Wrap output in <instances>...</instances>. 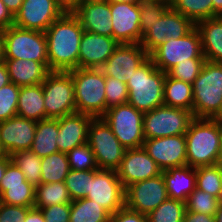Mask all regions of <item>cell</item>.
<instances>
[{
	"label": "cell",
	"instance_id": "obj_30",
	"mask_svg": "<svg viewBox=\"0 0 222 222\" xmlns=\"http://www.w3.org/2000/svg\"><path fill=\"white\" fill-rule=\"evenodd\" d=\"M69 222H110V214L88 198L71 202Z\"/></svg>",
	"mask_w": 222,
	"mask_h": 222
},
{
	"label": "cell",
	"instance_id": "obj_40",
	"mask_svg": "<svg viewBox=\"0 0 222 222\" xmlns=\"http://www.w3.org/2000/svg\"><path fill=\"white\" fill-rule=\"evenodd\" d=\"M71 200L86 198L90 186V170L76 171L70 169L65 179Z\"/></svg>",
	"mask_w": 222,
	"mask_h": 222
},
{
	"label": "cell",
	"instance_id": "obj_47",
	"mask_svg": "<svg viewBox=\"0 0 222 222\" xmlns=\"http://www.w3.org/2000/svg\"><path fill=\"white\" fill-rule=\"evenodd\" d=\"M22 171L11 161L5 170L0 186L23 185L25 181Z\"/></svg>",
	"mask_w": 222,
	"mask_h": 222
},
{
	"label": "cell",
	"instance_id": "obj_7",
	"mask_svg": "<svg viewBox=\"0 0 222 222\" xmlns=\"http://www.w3.org/2000/svg\"><path fill=\"white\" fill-rule=\"evenodd\" d=\"M45 119H58L76 113L75 92L69 72L50 71L42 83Z\"/></svg>",
	"mask_w": 222,
	"mask_h": 222
},
{
	"label": "cell",
	"instance_id": "obj_32",
	"mask_svg": "<svg viewBox=\"0 0 222 222\" xmlns=\"http://www.w3.org/2000/svg\"><path fill=\"white\" fill-rule=\"evenodd\" d=\"M69 171L67 154L52 153L42 158L41 183L65 182Z\"/></svg>",
	"mask_w": 222,
	"mask_h": 222
},
{
	"label": "cell",
	"instance_id": "obj_4",
	"mask_svg": "<svg viewBox=\"0 0 222 222\" xmlns=\"http://www.w3.org/2000/svg\"><path fill=\"white\" fill-rule=\"evenodd\" d=\"M68 72L74 83L76 112L102 118L106 113V77L102 71L77 68Z\"/></svg>",
	"mask_w": 222,
	"mask_h": 222
},
{
	"label": "cell",
	"instance_id": "obj_33",
	"mask_svg": "<svg viewBox=\"0 0 222 222\" xmlns=\"http://www.w3.org/2000/svg\"><path fill=\"white\" fill-rule=\"evenodd\" d=\"M10 159L22 171L26 181L34 187L41 184L42 158L27 149L12 153Z\"/></svg>",
	"mask_w": 222,
	"mask_h": 222
},
{
	"label": "cell",
	"instance_id": "obj_19",
	"mask_svg": "<svg viewBox=\"0 0 222 222\" xmlns=\"http://www.w3.org/2000/svg\"><path fill=\"white\" fill-rule=\"evenodd\" d=\"M116 173L124 188H126L135 182L162 174V169L143 147H139L126 149Z\"/></svg>",
	"mask_w": 222,
	"mask_h": 222
},
{
	"label": "cell",
	"instance_id": "obj_38",
	"mask_svg": "<svg viewBox=\"0 0 222 222\" xmlns=\"http://www.w3.org/2000/svg\"><path fill=\"white\" fill-rule=\"evenodd\" d=\"M220 200L213 195L195 188L185 201L186 211L215 215Z\"/></svg>",
	"mask_w": 222,
	"mask_h": 222
},
{
	"label": "cell",
	"instance_id": "obj_53",
	"mask_svg": "<svg viewBox=\"0 0 222 222\" xmlns=\"http://www.w3.org/2000/svg\"><path fill=\"white\" fill-rule=\"evenodd\" d=\"M9 83H11V81L8 73V68L3 61L0 63V88L8 85Z\"/></svg>",
	"mask_w": 222,
	"mask_h": 222
},
{
	"label": "cell",
	"instance_id": "obj_16",
	"mask_svg": "<svg viewBox=\"0 0 222 222\" xmlns=\"http://www.w3.org/2000/svg\"><path fill=\"white\" fill-rule=\"evenodd\" d=\"M63 13L56 0H24L14 16V25L45 32Z\"/></svg>",
	"mask_w": 222,
	"mask_h": 222
},
{
	"label": "cell",
	"instance_id": "obj_34",
	"mask_svg": "<svg viewBox=\"0 0 222 222\" xmlns=\"http://www.w3.org/2000/svg\"><path fill=\"white\" fill-rule=\"evenodd\" d=\"M0 202L33 208L35 206V187L26 180L23 185L0 186Z\"/></svg>",
	"mask_w": 222,
	"mask_h": 222
},
{
	"label": "cell",
	"instance_id": "obj_3",
	"mask_svg": "<svg viewBox=\"0 0 222 222\" xmlns=\"http://www.w3.org/2000/svg\"><path fill=\"white\" fill-rule=\"evenodd\" d=\"M166 74L148 58L126 83L128 89L127 103L142 113L163 106Z\"/></svg>",
	"mask_w": 222,
	"mask_h": 222
},
{
	"label": "cell",
	"instance_id": "obj_15",
	"mask_svg": "<svg viewBox=\"0 0 222 222\" xmlns=\"http://www.w3.org/2000/svg\"><path fill=\"white\" fill-rule=\"evenodd\" d=\"M149 58L140 43L119 44L108 60L100 67L105 77L127 83L130 76Z\"/></svg>",
	"mask_w": 222,
	"mask_h": 222
},
{
	"label": "cell",
	"instance_id": "obj_24",
	"mask_svg": "<svg viewBox=\"0 0 222 222\" xmlns=\"http://www.w3.org/2000/svg\"><path fill=\"white\" fill-rule=\"evenodd\" d=\"M168 198L185 202L196 188V168L182 166L162 171Z\"/></svg>",
	"mask_w": 222,
	"mask_h": 222
},
{
	"label": "cell",
	"instance_id": "obj_56",
	"mask_svg": "<svg viewBox=\"0 0 222 222\" xmlns=\"http://www.w3.org/2000/svg\"><path fill=\"white\" fill-rule=\"evenodd\" d=\"M213 1V17L222 15V0Z\"/></svg>",
	"mask_w": 222,
	"mask_h": 222
},
{
	"label": "cell",
	"instance_id": "obj_58",
	"mask_svg": "<svg viewBox=\"0 0 222 222\" xmlns=\"http://www.w3.org/2000/svg\"><path fill=\"white\" fill-rule=\"evenodd\" d=\"M220 126H222V103L218 112L212 117Z\"/></svg>",
	"mask_w": 222,
	"mask_h": 222
},
{
	"label": "cell",
	"instance_id": "obj_5",
	"mask_svg": "<svg viewBox=\"0 0 222 222\" xmlns=\"http://www.w3.org/2000/svg\"><path fill=\"white\" fill-rule=\"evenodd\" d=\"M192 89L194 117L212 118L222 103V63L206 60Z\"/></svg>",
	"mask_w": 222,
	"mask_h": 222
},
{
	"label": "cell",
	"instance_id": "obj_17",
	"mask_svg": "<svg viewBox=\"0 0 222 222\" xmlns=\"http://www.w3.org/2000/svg\"><path fill=\"white\" fill-rule=\"evenodd\" d=\"M143 148L162 171L187 165L185 134L145 139Z\"/></svg>",
	"mask_w": 222,
	"mask_h": 222
},
{
	"label": "cell",
	"instance_id": "obj_10",
	"mask_svg": "<svg viewBox=\"0 0 222 222\" xmlns=\"http://www.w3.org/2000/svg\"><path fill=\"white\" fill-rule=\"evenodd\" d=\"M143 117L144 113L126 103L108 108L102 119L125 149H133L143 147L145 141Z\"/></svg>",
	"mask_w": 222,
	"mask_h": 222
},
{
	"label": "cell",
	"instance_id": "obj_49",
	"mask_svg": "<svg viewBox=\"0 0 222 222\" xmlns=\"http://www.w3.org/2000/svg\"><path fill=\"white\" fill-rule=\"evenodd\" d=\"M12 25H14V16L0 0V30H5Z\"/></svg>",
	"mask_w": 222,
	"mask_h": 222
},
{
	"label": "cell",
	"instance_id": "obj_11",
	"mask_svg": "<svg viewBox=\"0 0 222 222\" xmlns=\"http://www.w3.org/2000/svg\"><path fill=\"white\" fill-rule=\"evenodd\" d=\"M193 112L169 106L156 107L144 113L143 134L154 139L185 134L194 119Z\"/></svg>",
	"mask_w": 222,
	"mask_h": 222
},
{
	"label": "cell",
	"instance_id": "obj_63",
	"mask_svg": "<svg viewBox=\"0 0 222 222\" xmlns=\"http://www.w3.org/2000/svg\"><path fill=\"white\" fill-rule=\"evenodd\" d=\"M83 1H107V0H83Z\"/></svg>",
	"mask_w": 222,
	"mask_h": 222
},
{
	"label": "cell",
	"instance_id": "obj_25",
	"mask_svg": "<svg viewBox=\"0 0 222 222\" xmlns=\"http://www.w3.org/2000/svg\"><path fill=\"white\" fill-rule=\"evenodd\" d=\"M201 37L202 53L207 61L222 63V17L216 16L195 24Z\"/></svg>",
	"mask_w": 222,
	"mask_h": 222
},
{
	"label": "cell",
	"instance_id": "obj_54",
	"mask_svg": "<svg viewBox=\"0 0 222 222\" xmlns=\"http://www.w3.org/2000/svg\"><path fill=\"white\" fill-rule=\"evenodd\" d=\"M13 16L20 10L24 0H2Z\"/></svg>",
	"mask_w": 222,
	"mask_h": 222
},
{
	"label": "cell",
	"instance_id": "obj_20",
	"mask_svg": "<svg viewBox=\"0 0 222 222\" xmlns=\"http://www.w3.org/2000/svg\"><path fill=\"white\" fill-rule=\"evenodd\" d=\"M36 123L19 116L0 122V148L6 155L31 149Z\"/></svg>",
	"mask_w": 222,
	"mask_h": 222
},
{
	"label": "cell",
	"instance_id": "obj_8",
	"mask_svg": "<svg viewBox=\"0 0 222 222\" xmlns=\"http://www.w3.org/2000/svg\"><path fill=\"white\" fill-rule=\"evenodd\" d=\"M149 58L158 69L165 73L187 59H205L198 30L194 27L181 38L166 39L149 55Z\"/></svg>",
	"mask_w": 222,
	"mask_h": 222
},
{
	"label": "cell",
	"instance_id": "obj_46",
	"mask_svg": "<svg viewBox=\"0 0 222 222\" xmlns=\"http://www.w3.org/2000/svg\"><path fill=\"white\" fill-rule=\"evenodd\" d=\"M30 207L7 205L0 202V222H24Z\"/></svg>",
	"mask_w": 222,
	"mask_h": 222
},
{
	"label": "cell",
	"instance_id": "obj_27",
	"mask_svg": "<svg viewBox=\"0 0 222 222\" xmlns=\"http://www.w3.org/2000/svg\"><path fill=\"white\" fill-rule=\"evenodd\" d=\"M17 116L38 122L45 119L42 84L20 87Z\"/></svg>",
	"mask_w": 222,
	"mask_h": 222
},
{
	"label": "cell",
	"instance_id": "obj_28",
	"mask_svg": "<svg viewBox=\"0 0 222 222\" xmlns=\"http://www.w3.org/2000/svg\"><path fill=\"white\" fill-rule=\"evenodd\" d=\"M58 134V119L47 118L38 121L30 150L40 158L59 152L56 142Z\"/></svg>",
	"mask_w": 222,
	"mask_h": 222
},
{
	"label": "cell",
	"instance_id": "obj_57",
	"mask_svg": "<svg viewBox=\"0 0 222 222\" xmlns=\"http://www.w3.org/2000/svg\"><path fill=\"white\" fill-rule=\"evenodd\" d=\"M4 61V34L0 30V63Z\"/></svg>",
	"mask_w": 222,
	"mask_h": 222
},
{
	"label": "cell",
	"instance_id": "obj_31",
	"mask_svg": "<svg viewBox=\"0 0 222 222\" xmlns=\"http://www.w3.org/2000/svg\"><path fill=\"white\" fill-rule=\"evenodd\" d=\"M65 182L41 183L35 187V208L41 209L55 204H71Z\"/></svg>",
	"mask_w": 222,
	"mask_h": 222
},
{
	"label": "cell",
	"instance_id": "obj_14",
	"mask_svg": "<svg viewBox=\"0 0 222 222\" xmlns=\"http://www.w3.org/2000/svg\"><path fill=\"white\" fill-rule=\"evenodd\" d=\"M168 198L163 175L135 182L125 188V207L148 215Z\"/></svg>",
	"mask_w": 222,
	"mask_h": 222
},
{
	"label": "cell",
	"instance_id": "obj_21",
	"mask_svg": "<svg viewBox=\"0 0 222 222\" xmlns=\"http://www.w3.org/2000/svg\"><path fill=\"white\" fill-rule=\"evenodd\" d=\"M118 46L113 37L84 31L80 40L79 68L100 69Z\"/></svg>",
	"mask_w": 222,
	"mask_h": 222
},
{
	"label": "cell",
	"instance_id": "obj_23",
	"mask_svg": "<svg viewBox=\"0 0 222 222\" xmlns=\"http://www.w3.org/2000/svg\"><path fill=\"white\" fill-rule=\"evenodd\" d=\"M73 14L84 31L112 37V15L109 2L83 1Z\"/></svg>",
	"mask_w": 222,
	"mask_h": 222
},
{
	"label": "cell",
	"instance_id": "obj_51",
	"mask_svg": "<svg viewBox=\"0 0 222 222\" xmlns=\"http://www.w3.org/2000/svg\"><path fill=\"white\" fill-rule=\"evenodd\" d=\"M57 5L67 13H73L83 2V0H56Z\"/></svg>",
	"mask_w": 222,
	"mask_h": 222
},
{
	"label": "cell",
	"instance_id": "obj_59",
	"mask_svg": "<svg viewBox=\"0 0 222 222\" xmlns=\"http://www.w3.org/2000/svg\"><path fill=\"white\" fill-rule=\"evenodd\" d=\"M215 220H216V222H222V201H220V203L218 205V209L215 214Z\"/></svg>",
	"mask_w": 222,
	"mask_h": 222
},
{
	"label": "cell",
	"instance_id": "obj_64",
	"mask_svg": "<svg viewBox=\"0 0 222 222\" xmlns=\"http://www.w3.org/2000/svg\"><path fill=\"white\" fill-rule=\"evenodd\" d=\"M4 155V152L0 148V156Z\"/></svg>",
	"mask_w": 222,
	"mask_h": 222
},
{
	"label": "cell",
	"instance_id": "obj_41",
	"mask_svg": "<svg viewBox=\"0 0 222 222\" xmlns=\"http://www.w3.org/2000/svg\"><path fill=\"white\" fill-rule=\"evenodd\" d=\"M67 158L70 169L76 171L98 170L94 154L87 143L70 150L67 153Z\"/></svg>",
	"mask_w": 222,
	"mask_h": 222
},
{
	"label": "cell",
	"instance_id": "obj_44",
	"mask_svg": "<svg viewBox=\"0 0 222 222\" xmlns=\"http://www.w3.org/2000/svg\"><path fill=\"white\" fill-rule=\"evenodd\" d=\"M106 111L108 108L126 104L128 101L127 84L113 77L105 80Z\"/></svg>",
	"mask_w": 222,
	"mask_h": 222
},
{
	"label": "cell",
	"instance_id": "obj_13",
	"mask_svg": "<svg viewBox=\"0 0 222 222\" xmlns=\"http://www.w3.org/2000/svg\"><path fill=\"white\" fill-rule=\"evenodd\" d=\"M194 27L195 24L190 19L170 7L142 36L140 44L150 55L166 39L181 38Z\"/></svg>",
	"mask_w": 222,
	"mask_h": 222
},
{
	"label": "cell",
	"instance_id": "obj_12",
	"mask_svg": "<svg viewBox=\"0 0 222 222\" xmlns=\"http://www.w3.org/2000/svg\"><path fill=\"white\" fill-rule=\"evenodd\" d=\"M86 198L101 205L110 215L123 208L125 188L116 170H90V186Z\"/></svg>",
	"mask_w": 222,
	"mask_h": 222
},
{
	"label": "cell",
	"instance_id": "obj_48",
	"mask_svg": "<svg viewBox=\"0 0 222 222\" xmlns=\"http://www.w3.org/2000/svg\"><path fill=\"white\" fill-rule=\"evenodd\" d=\"M110 222H148L147 215L123 207L110 215Z\"/></svg>",
	"mask_w": 222,
	"mask_h": 222
},
{
	"label": "cell",
	"instance_id": "obj_37",
	"mask_svg": "<svg viewBox=\"0 0 222 222\" xmlns=\"http://www.w3.org/2000/svg\"><path fill=\"white\" fill-rule=\"evenodd\" d=\"M185 202L167 198L147 215L148 222H183Z\"/></svg>",
	"mask_w": 222,
	"mask_h": 222
},
{
	"label": "cell",
	"instance_id": "obj_45",
	"mask_svg": "<svg viewBox=\"0 0 222 222\" xmlns=\"http://www.w3.org/2000/svg\"><path fill=\"white\" fill-rule=\"evenodd\" d=\"M40 210L46 222H69L71 204H55Z\"/></svg>",
	"mask_w": 222,
	"mask_h": 222
},
{
	"label": "cell",
	"instance_id": "obj_36",
	"mask_svg": "<svg viewBox=\"0 0 222 222\" xmlns=\"http://www.w3.org/2000/svg\"><path fill=\"white\" fill-rule=\"evenodd\" d=\"M170 7L194 24L213 17L212 0H174Z\"/></svg>",
	"mask_w": 222,
	"mask_h": 222
},
{
	"label": "cell",
	"instance_id": "obj_29",
	"mask_svg": "<svg viewBox=\"0 0 222 222\" xmlns=\"http://www.w3.org/2000/svg\"><path fill=\"white\" fill-rule=\"evenodd\" d=\"M164 105L193 112L192 84L172 78L167 73L164 80Z\"/></svg>",
	"mask_w": 222,
	"mask_h": 222
},
{
	"label": "cell",
	"instance_id": "obj_26",
	"mask_svg": "<svg viewBox=\"0 0 222 222\" xmlns=\"http://www.w3.org/2000/svg\"><path fill=\"white\" fill-rule=\"evenodd\" d=\"M10 81L18 87L42 84L50 72L41 62L33 60H4Z\"/></svg>",
	"mask_w": 222,
	"mask_h": 222
},
{
	"label": "cell",
	"instance_id": "obj_43",
	"mask_svg": "<svg viewBox=\"0 0 222 222\" xmlns=\"http://www.w3.org/2000/svg\"><path fill=\"white\" fill-rule=\"evenodd\" d=\"M205 61L206 59H187V61L178 63L168 74L172 78L192 84L200 74Z\"/></svg>",
	"mask_w": 222,
	"mask_h": 222
},
{
	"label": "cell",
	"instance_id": "obj_22",
	"mask_svg": "<svg viewBox=\"0 0 222 222\" xmlns=\"http://www.w3.org/2000/svg\"><path fill=\"white\" fill-rule=\"evenodd\" d=\"M92 119L90 115L77 112L58 118L59 134L56 142L59 152L67 154L73 148L86 144Z\"/></svg>",
	"mask_w": 222,
	"mask_h": 222
},
{
	"label": "cell",
	"instance_id": "obj_60",
	"mask_svg": "<svg viewBox=\"0 0 222 222\" xmlns=\"http://www.w3.org/2000/svg\"><path fill=\"white\" fill-rule=\"evenodd\" d=\"M109 3H130V4H135L138 3L139 0H107Z\"/></svg>",
	"mask_w": 222,
	"mask_h": 222
},
{
	"label": "cell",
	"instance_id": "obj_6",
	"mask_svg": "<svg viewBox=\"0 0 222 222\" xmlns=\"http://www.w3.org/2000/svg\"><path fill=\"white\" fill-rule=\"evenodd\" d=\"M4 60H33L48 69L45 32L22 29L15 25L3 30Z\"/></svg>",
	"mask_w": 222,
	"mask_h": 222
},
{
	"label": "cell",
	"instance_id": "obj_1",
	"mask_svg": "<svg viewBox=\"0 0 222 222\" xmlns=\"http://www.w3.org/2000/svg\"><path fill=\"white\" fill-rule=\"evenodd\" d=\"M84 30L73 13L64 12L45 31L48 70L68 72L79 68L80 40Z\"/></svg>",
	"mask_w": 222,
	"mask_h": 222
},
{
	"label": "cell",
	"instance_id": "obj_55",
	"mask_svg": "<svg viewBox=\"0 0 222 222\" xmlns=\"http://www.w3.org/2000/svg\"><path fill=\"white\" fill-rule=\"evenodd\" d=\"M10 162H11V159H10L9 155L4 154V155L0 156V183H1V180L4 176L7 165Z\"/></svg>",
	"mask_w": 222,
	"mask_h": 222
},
{
	"label": "cell",
	"instance_id": "obj_52",
	"mask_svg": "<svg viewBox=\"0 0 222 222\" xmlns=\"http://www.w3.org/2000/svg\"><path fill=\"white\" fill-rule=\"evenodd\" d=\"M24 222H46V221L44 220L41 210L33 207L28 211Z\"/></svg>",
	"mask_w": 222,
	"mask_h": 222
},
{
	"label": "cell",
	"instance_id": "obj_18",
	"mask_svg": "<svg viewBox=\"0 0 222 222\" xmlns=\"http://www.w3.org/2000/svg\"><path fill=\"white\" fill-rule=\"evenodd\" d=\"M112 37L119 44L140 43V8L138 3H110Z\"/></svg>",
	"mask_w": 222,
	"mask_h": 222
},
{
	"label": "cell",
	"instance_id": "obj_2",
	"mask_svg": "<svg viewBox=\"0 0 222 222\" xmlns=\"http://www.w3.org/2000/svg\"><path fill=\"white\" fill-rule=\"evenodd\" d=\"M187 166L215 165L222 146V126L212 118H194L187 132Z\"/></svg>",
	"mask_w": 222,
	"mask_h": 222
},
{
	"label": "cell",
	"instance_id": "obj_62",
	"mask_svg": "<svg viewBox=\"0 0 222 222\" xmlns=\"http://www.w3.org/2000/svg\"><path fill=\"white\" fill-rule=\"evenodd\" d=\"M157 1L164 2L165 4L171 6L174 0H157Z\"/></svg>",
	"mask_w": 222,
	"mask_h": 222
},
{
	"label": "cell",
	"instance_id": "obj_42",
	"mask_svg": "<svg viewBox=\"0 0 222 222\" xmlns=\"http://www.w3.org/2000/svg\"><path fill=\"white\" fill-rule=\"evenodd\" d=\"M20 87L9 83L0 88V122L17 116V104Z\"/></svg>",
	"mask_w": 222,
	"mask_h": 222
},
{
	"label": "cell",
	"instance_id": "obj_35",
	"mask_svg": "<svg viewBox=\"0 0 222 222\" xmlns=\"http://www.w3.org/2000/svg\"><path fill=\"white\" fill-rule=\"evenodd\" d=\"M196 188L222 201V168L217 164L196 168Z\"/></svg>",
	"mask_w": 222,
	"mask_h": 222
},
{
	"label": "cell",
	"instance_id": "obj_61",
	"mask_svg": "<svg viewBox=\"0 0 222 222\" xmlns=\"http://www.w3.org/2000/svg\"><path fill=\"white\" fill-rule=\"evenodd\" d=\"M216 164L219 165L222 168V146H221L219 157H218V160H217Z\"/></svg>",
	"mask_w": 222,
	"mask_h": 222
},
{
	"label": "cell",
	"instance_id": "obj_39",
	"mask_svg": "<svg viewBox=\"0 0 222 222\" xmlns=\"http://www.w3.org/2000/svg\"><path fill=\"white\" fill-rule=\"evenodd\" d=\"M140 28L142 36L151 28L153 23L161 18L170 8L168 4L157 0H139Z\"/></svg>",
	"mask_w": 222,
	"mask_h": 222
},
{
	"label": "cell",
	"instance_id": "obj_9",
	"mask_svg": "<svg viewBox=\"0 0 222 222\" xmlns=\"http://www.w3.org/2000/svg\"><path fill=\"white\" fill-rule=\"evenodd\" d=\"M87 144L94 154L98 169L116 170L126 151L102 118H93L90 122Z\"/></svg>",
	"mask_w": 222,
	"mask_h": 222
},
{
	"label": "cell",
	"instance_id": "obj_50",
	"mask_svg": "<svg viewBox=\"0 0 222 222\" xmlns=\"http://www.w3.org/2000/svg\"><path fill=\"white\" fill-rule=\"evenodd\" d=\"M183 222H216L215 215L186 211Z\"/></svg>",
	"mask_w": 222,
	"mask_h": 222
}]
</instances>
